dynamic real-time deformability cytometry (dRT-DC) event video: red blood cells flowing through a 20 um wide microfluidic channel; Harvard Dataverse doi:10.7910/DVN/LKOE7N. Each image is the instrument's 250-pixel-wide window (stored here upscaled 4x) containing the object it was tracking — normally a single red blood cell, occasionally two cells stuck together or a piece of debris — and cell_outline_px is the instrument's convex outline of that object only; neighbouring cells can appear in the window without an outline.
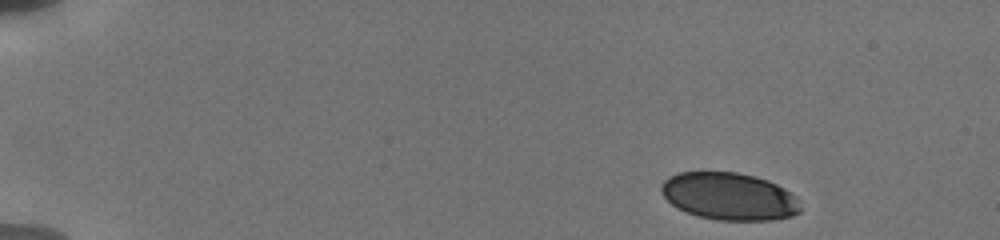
{"species": "human", "species_latin": "Homo sapiens", "temperature_condition": "cold", "stored_images_in_passage": 33, "camera_frame_rate_fps": 3000, "um_per_image_px": 0.085, "donor": {"sex": "male"}, "frame": {"image": 1, "passage_image": 1, "time_ms": 0.0, "image_size_px": [1000, 240], "cell_outline_px": [[800, 212], [792, 216], [772, 220], [716, 220], [696, 216], [676, 208], [664, 196], [660, 188], [664, 180], [668, 176], [680, 172], [736, 172], [768, 180], [784, 188], [796, 196], [800, 208]], "centroid_in_image_um": [61.97, 16.69], "position_along_channel_um": 23.0, "area_um2": 38.49}}
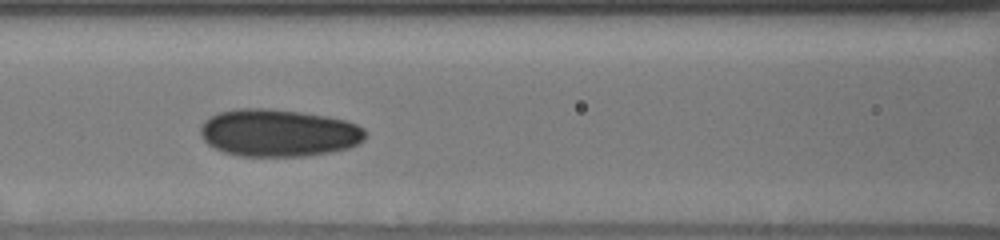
{"frame": {"image": 2, "passage_image": 12, "time_ms": 6.333, "image_size_px": [1000, 240], "cell_outline_px": [[368, 132], [364, 140], [348, 148], [332, 152], [304, 156], [240, 156], [224, 152], [208, 144], [200, 136], [200, 128], [204, 120], [220, 112], [236, 108], [268, 108], [300, 112], [328, 116], [344, 120], [356, 124], [364, 128]], "centroid_in_image_um": [23.68, 11.29], "position_along_channel_um": 142.9, "area_um2": 45.78}}
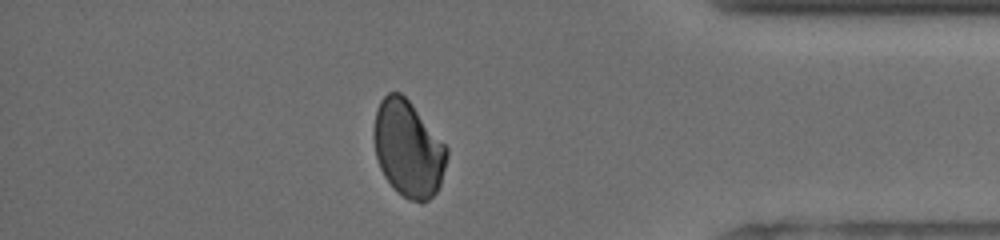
{"frame": {"image": 3, "passage_image": 29, "time_ms": 13.667, "image_size_px": [1000, 240], "cell_outline_px": [[448, 152], [440, 184], [436, 192], [428, 200], [420, 204], [408, 200], [384, 176], [380, 168], [376, 156], [372, 136], [372, 132], [376, 112], [380, 100], [388, 92], [400, 92], [412, 104], [448, 148]], "centroid_in_image_um": [34.67, 12.64], "position_along_channel_um": 400.5, "area_um2": 40.75}, "authors_computed_cell_mechanics": {"area_um2": 42.4252, "velocity_mm_per_s": 3.8083, "shape_relaxation_time_tau1_ms": 5.1903, "shape_relaxation_time_tau2_ms": 2.6804, "deformation_change_tau1": 0.0981, "deformation_change_tau2": 0.0529}}